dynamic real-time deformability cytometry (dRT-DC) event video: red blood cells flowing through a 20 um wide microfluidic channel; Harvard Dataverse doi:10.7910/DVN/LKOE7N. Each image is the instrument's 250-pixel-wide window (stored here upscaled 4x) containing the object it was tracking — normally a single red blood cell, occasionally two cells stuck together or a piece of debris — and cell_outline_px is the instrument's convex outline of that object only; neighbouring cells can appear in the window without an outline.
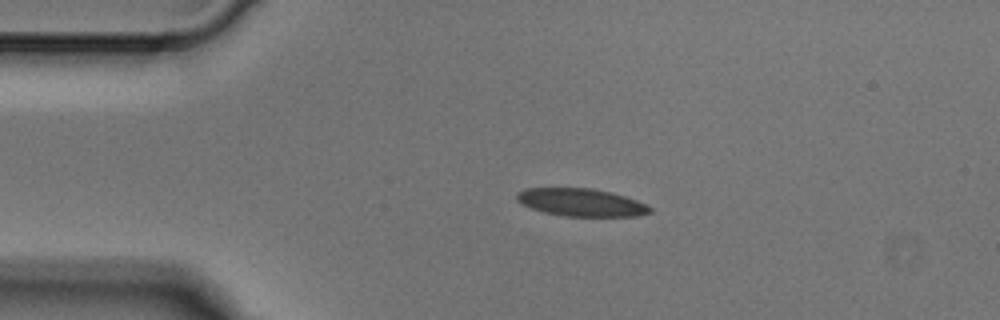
{"species": "Egyptian fruit bat (a non-hibernating species)", "species_latin": "Rousettus aegyptiacus", "temperature_condition": "cold", "stored_images_in_passage": 2, "camera_frame_rate_fps": 3000, "um_per_image_px": 0.085, "animal": {"sex": "male"}, "frame": {"image": 1, "passage_image": 1, "time_ms": 0.0, "image_size_px": [1000, 320], "cell_outline_px": [[652, 212], [636, 216], [564, 216], [544, 212], [532, 208], [516, 200], [516, 192], [524, 188], [592, 188], [612, 192], [636, 200], [652, 208]], "centroid_in_image_um": [49.38, 17.19], "position_along_channel_um": 35.6, "area_um2": 21.44}}